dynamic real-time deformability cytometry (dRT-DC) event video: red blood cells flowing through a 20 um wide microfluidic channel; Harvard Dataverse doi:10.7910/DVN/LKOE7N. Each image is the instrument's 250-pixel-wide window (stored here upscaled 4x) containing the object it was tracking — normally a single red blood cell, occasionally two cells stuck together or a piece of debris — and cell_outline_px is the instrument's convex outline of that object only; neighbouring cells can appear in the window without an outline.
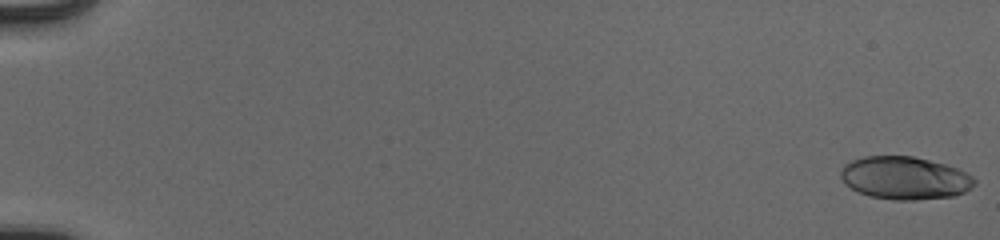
{"species": "human", "species_latin": "Homo sapiens", "temperature_condition": "cold", "stored_images_in_passage": 54, "camera_frame_rate_fps": 3000, "um_per_image_px": 0.085, "donor": {"sex": "male"}, "frame": {"image": 1, "passage_image": 1, "time_ms": 0.0, "image_size_px": [1000, 240], "cell_outline_px": [[976, 184], [972, 188], [956, 196], [916, 200], [892, 200], [872, 196], [860, 192], [852, 188], [840, 176], [840, 168], [844, 164], [852, 160], [864, 156], [912, 156], [944, 164], [956, 168], [972, 176], [976, 180]], "centroid_in_image_um": [76.93, 15.13], "position_along_channel_um": 8.1, "area_um2": 33.29}}
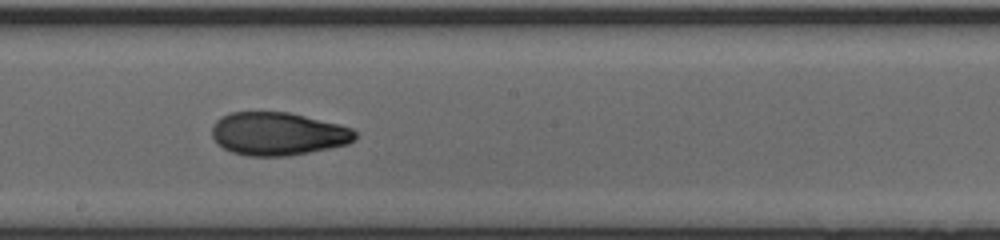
{"frame": {"image": 2, "passage_image": 33, "time_ms": 10.667, "image_size_px": [1000, 240], "cell_outline_px": [[356, 136], [348, 144], [288, 156], [248, 156], [232, 152], [216, 144], [212, 136], [212, 124], [220, 116], [228, 112], [288, 112], [340, 124], [352, 128], [356, 132]], "centroid_in_image_um": [23.58, 11.36], "position_along_channel_um": 224.6, "area_um2": 36.07}}
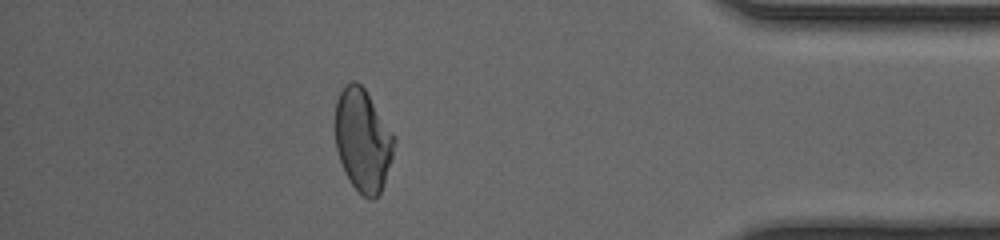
{"frame": {"image": 3, "passage_image": 49, "time_ms": 16.0, "image_size_px": [1000, 240], "cell_outline_px": [[396, 140], [392, 156], [384, 184], [380, 192], [372, 200], [364, 196], [352, 184], [344, 172], [336, 148], [336, 100], [340, 92], [352, 80], [356, 80], [364, 88], [396, 136]], "centroid_in_image_um": [30.86, 11.91], "position_along_channel_um": 404.3, "area_um2": 35.03}}